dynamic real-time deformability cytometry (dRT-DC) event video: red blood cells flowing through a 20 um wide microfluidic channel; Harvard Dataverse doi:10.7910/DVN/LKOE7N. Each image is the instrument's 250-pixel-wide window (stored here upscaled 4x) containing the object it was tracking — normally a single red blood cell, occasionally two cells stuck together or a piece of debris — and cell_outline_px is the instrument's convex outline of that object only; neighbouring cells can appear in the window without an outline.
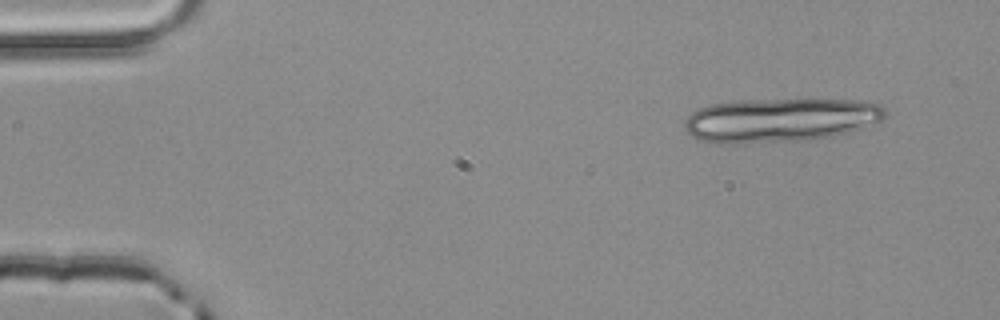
{"species": "common noctule bat (a hibernating species)", "species_latin": "Nyctalus noctula", "temperature_condition": "room temperature", "stored_images_in_passage": 4, "camera_frame_rate_fps": 3000, "um_per_image_px": 0.085, "animal": {"sex": "male", "body_mass_g": 20.4}, "frame": {"image": 1, "passage_image": 1, "time_ms": 0.0, "image_size_px": [1000, 320], "cell_outline_px": [[888, 112], [884, 120], [864, 128], [832, 136], [812, 140], [732, 144], [716, 144], [696, 140], [684, 128], [684, 120], [692, 112], [700, 108], [712, 104], [736, 100], [856, 100], [880, 104], [888, 108]], "centroid_in_image_um": [66.33, 10.22], "position_along_channel_um": 18.7, "area_um2": 52.14}}